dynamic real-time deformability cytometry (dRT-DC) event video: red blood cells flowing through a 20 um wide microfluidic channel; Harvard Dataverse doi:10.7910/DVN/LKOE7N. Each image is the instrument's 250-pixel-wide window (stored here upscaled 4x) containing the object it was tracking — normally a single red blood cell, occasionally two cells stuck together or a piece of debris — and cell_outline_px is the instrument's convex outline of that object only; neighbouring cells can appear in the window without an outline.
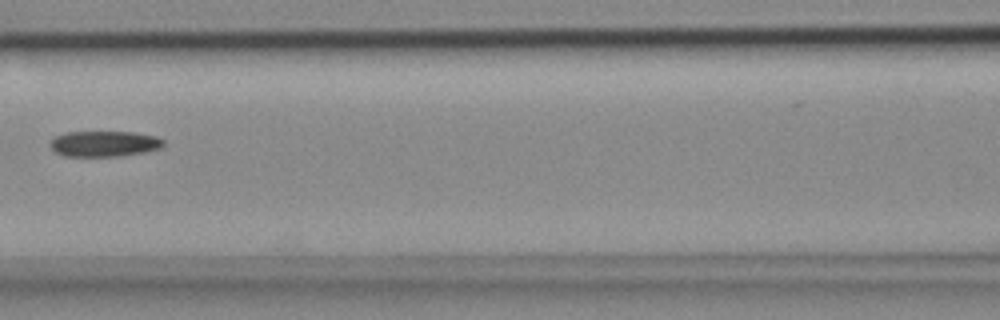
{"species": "common noctule bat (a hibernating species)", "species_latin": "Nyctalus noctula", "temperature_condition": "cold", "stored_images_in_passage": 8, "camera_frame_rate_fps": 3000, "um_per_image_px": 0.085, "animal": {"sex": "female", "body_mass_g": 18.4}, "frame": {"image": 1, "passage_image": 8, "time_ms": 2.333, "image_size_px": [1000, 320], "cell_outline_px": [[164, 144], [160, 148], [144, 152], [120, 156], [64, 156], [56, 152], [52, 148], [52, 140], [56, 136], [68, 132], [132, 132], [156, 136], [164, 140]], "centroid_in_image_um": [8.9, 12.22], "position_along_channel_um": 157.7, "area_um2": 16.76}}